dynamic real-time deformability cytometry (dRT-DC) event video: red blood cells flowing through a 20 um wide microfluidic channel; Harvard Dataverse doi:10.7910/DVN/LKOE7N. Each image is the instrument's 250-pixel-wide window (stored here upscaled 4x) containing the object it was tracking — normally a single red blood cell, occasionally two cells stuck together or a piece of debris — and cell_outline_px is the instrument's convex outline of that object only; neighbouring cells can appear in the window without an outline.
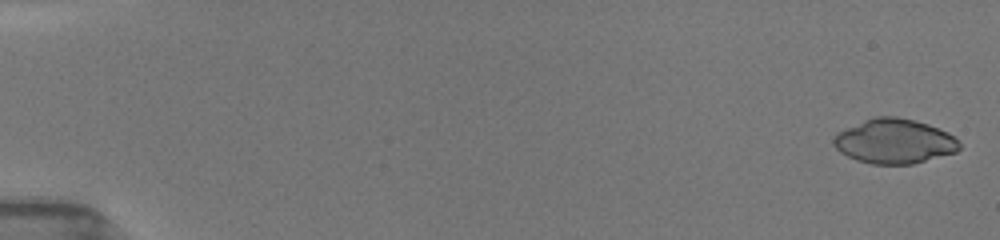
{"species": "common noctule bat (a hibernating species)", "species_latin": "Nyctalus noctula", "temperature_condition": "room temperature", "stored_images_in_passage": 9, "camera_frame_rate_fps": 3000, "um_per_image_px": 0.085, "animal": {"sex": "female", "body_mass_g": 19.5, "forearm_length_mm": 54.1}, "frame": {"image": 1, "passage_image": 1, "time_ms": 0.0, "image_size_px": [1000, 240], "cell_outline_px": [[960, 148], [956, 152], [912, 164], [872, 164], [856, 160], [840, 152], [832, 144], [832, 136], [836, 132], [872, 116], [896, 116], [916, 120], [928, 124], [948, 132], [960, 140]], "centroid_in_image_um": [76.0, 11.99], "position_along_channel_um": 9.0, "area_um2": 33.12}}